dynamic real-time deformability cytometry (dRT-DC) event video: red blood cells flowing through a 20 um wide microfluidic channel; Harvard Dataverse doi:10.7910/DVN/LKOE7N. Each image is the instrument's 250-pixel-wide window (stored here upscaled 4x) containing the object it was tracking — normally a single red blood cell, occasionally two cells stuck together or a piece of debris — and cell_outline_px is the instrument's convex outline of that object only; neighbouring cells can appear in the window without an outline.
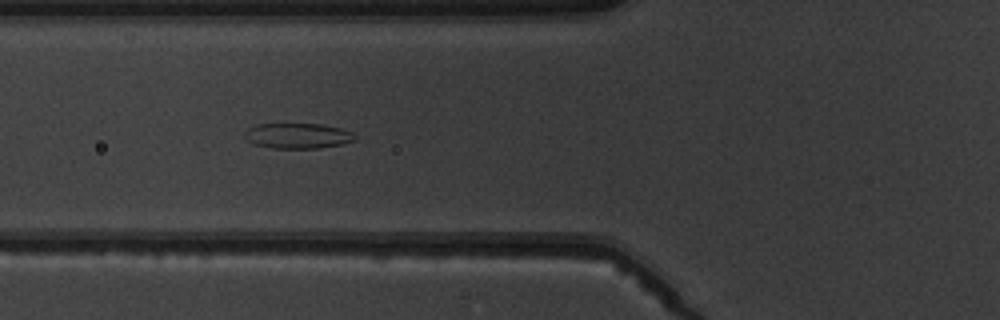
{"species": "common noctule bat (a hibernating species)", "species_latin": "Nyctalus noctula", "temperature_condition": "warm", "stored_images_in_passage": 7, "camera_frame_rate_fps": 3000, "um_per_image_px": 0.085, "animal": {"sex": "male", "body_mass_g": 19.5, "forearm_length_mm": 54.6}, "frame": {"image": 1, "passage_image": 4, "time_ms": 3.333, "image_size_px": [1000, 320], "cell_outline_px": [[356, 140], [344, 144], [320, 148], [272, 148], [256, 144], [248, 140], [244, 136], [244, 132], [248, 128], [256, 124], [320, 124], [340, 128], [352, 132], [356, 136]], "centroid_in_image_um": [25.33, 11.54], "position_along_channel_um": 100.5, "area_um2": 16.3}}
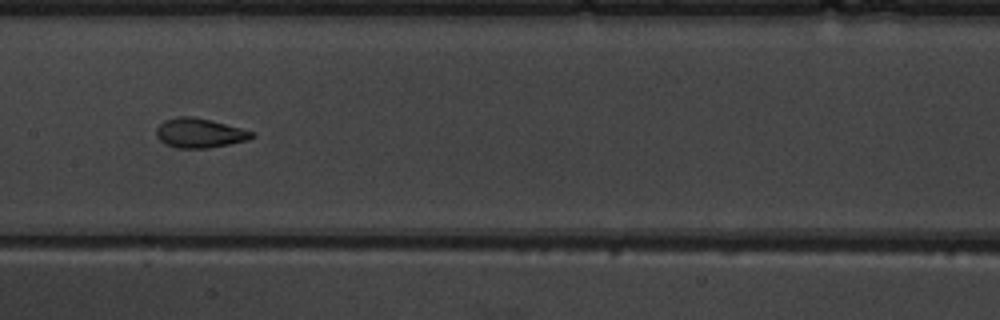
{"frame": {"image": 2, "passage_image": 6, "time_ms": 5.667, "image_size_px": [1000, 320], "cell_outline_px": [[256, 136], [248, 140], [208, 148], [176, 148], [164, 144], [156, 136], [156, 128], [164, 120], [176, 116], [192, 116], [212, 120], [256, 132]], "centroid_in_image_um": [16.97, 11.3], "position_along_channel_um": 190.4, "area_um2": 16.65}}
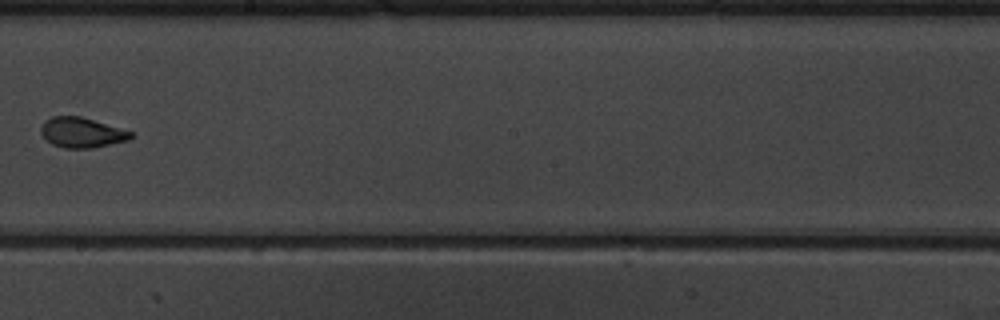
{"frame": {"image": 3, "passage_image": 7, "time_ms": 7.0, "image_size_px": [1000, 320], "cell_outline_px": [[136, 136], [128, 140], [92, 148], [64, 148], [52, 144], [40, 132], [40, 128], [44, 120], [52, 116], [80, 116], [132, 132]], "centroid_in_image_um": [6.94, 11.27], "position_along_channel_um": 241.3, "area_um2": 15.66}}